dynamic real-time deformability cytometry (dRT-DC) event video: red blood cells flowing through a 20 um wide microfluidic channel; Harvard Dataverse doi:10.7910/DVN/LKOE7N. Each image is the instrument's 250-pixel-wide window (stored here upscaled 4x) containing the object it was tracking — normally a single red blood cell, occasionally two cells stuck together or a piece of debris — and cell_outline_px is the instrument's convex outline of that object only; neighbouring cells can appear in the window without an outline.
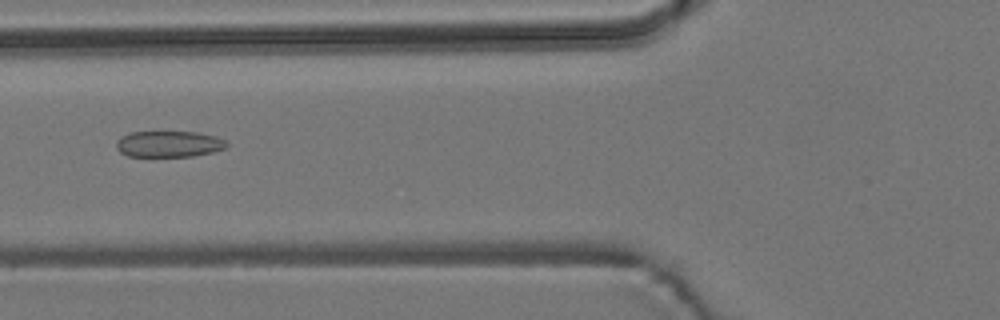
{"species": "common noctule bat (a hibernating species)", "species_latin": "Nyctalus noctula", "temperature_condition": "room temperature", "stored_images_in_passage": 40, "camera_frame_rate_fps": 3000, "um_per_image_px": 0.085, "animal": {"sex": "male", "body_mass_g": 19.2, "forearm_length_mm": 51.8}, "frame": {"image": 1, "passage_image": 7, "time_ms": 2.0, "image_size_px": [1000, 320], "cell_outline_px": [[228, 144], [224, 148], [212, 152], [192, 156], [128, 156], [120, 152], [116, 148], [116, 140], [120, 136], [128, 132], [196, 132], [216, 136], [228, 140]], "centroid_in_image_um": [14.34, 12.23], "position_along_channel_um": 111.5, "area_um2": 16.94}}
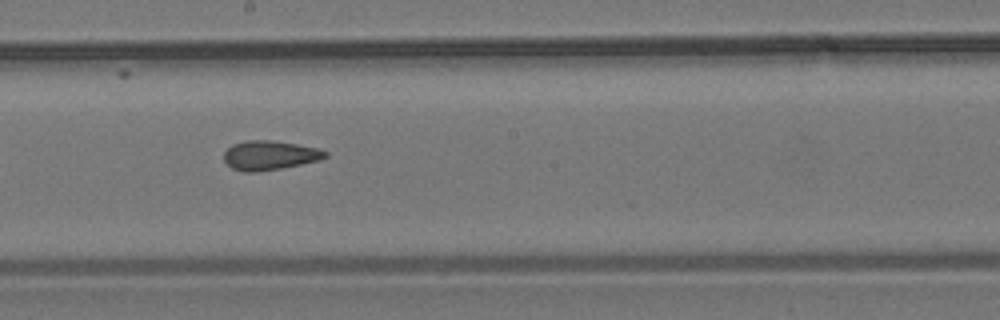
{"frame": {"image": 2, "passage_image": 16, "time_ms": 5.0, "image_size_px": [1000, 320], "cell_outline_px": [[328, 156], [320, 160], [280, 168], [256, 172], [244, 172], [232, 168], [224, 160], [224, 152], [232, 144], [248, 140], [272, 140], [296, 144], [316, 148], [328, 152]], "centroid_in_image_um": [22.91, 13.2], "position_along_channel_um": 225.3, "area_um2": 17.17}}
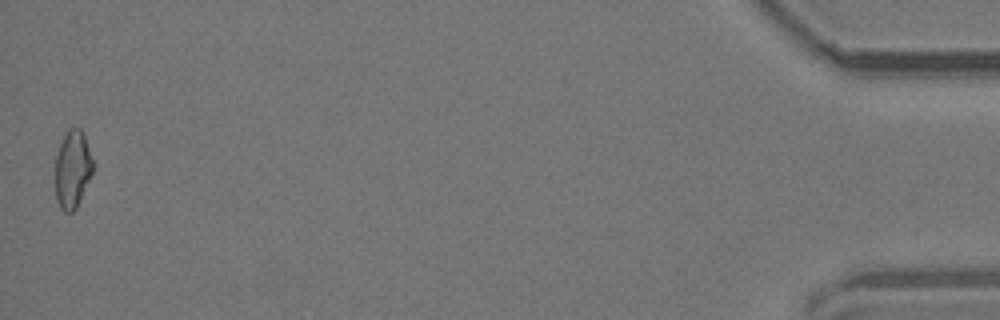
{"frame": {"image": 3, "passage_image": 40, "time_ms": 13.0, "image_size_px": [1000, 320], "cell_outline_px": [[92, 172], [76, 208], [72, 212], [64, 212], [60, 208], [56, 200], [56, 152], [68, 128], [80, 128], [84, 132], [92, 160]], "centroid_in_image_um": [6.15, 14.37], "position_along_channel_um": 429.1, "area_um2": 16.82}, "authors_computed_cell_mechanics": {"area_um2": 17.1666, "velocity_mm_per_s": 3.7859, "shape_relaxation_time_tau1_ms": null, "shape_relaxation_time_tau2_ms": 3.056, "deformation_change_tau1": null, "deformation_change_tau2": 0.1038}}